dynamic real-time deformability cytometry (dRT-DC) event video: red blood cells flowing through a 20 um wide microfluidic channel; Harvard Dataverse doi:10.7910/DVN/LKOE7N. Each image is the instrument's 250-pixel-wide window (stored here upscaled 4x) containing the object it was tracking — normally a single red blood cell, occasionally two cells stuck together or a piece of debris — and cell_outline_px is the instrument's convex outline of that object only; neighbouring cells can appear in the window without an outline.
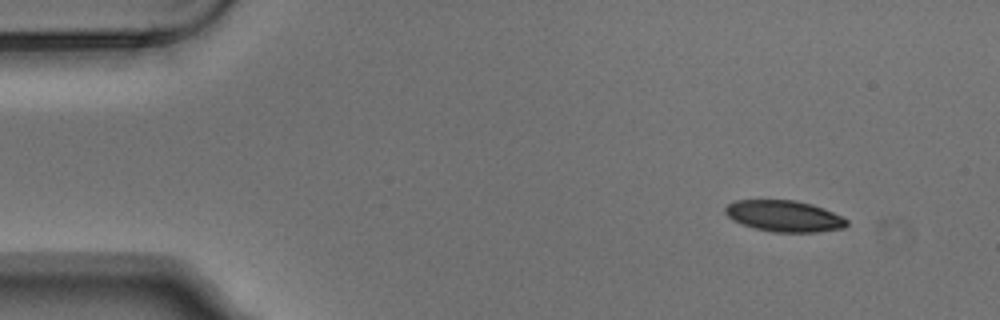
{"species": "Egyptian fruit bat (a non-hibernating species)", "species_latin": "Rousettus aegyptiacus", "temperature_condition": "warm", "stored_images_in_passage": 2, "segment_of_instrument_passage": [2, 2], "camera_frame_rate_fps": 3000, "um_per_image_px": 0.085, "animal": {"sex": "male"}, "frame": {"image": 1, "passage_image": 2, "time_ms": 0.333, "image_size_px": [1000, 320], "cell_outline_px": [[848, 224], [844, 228], [816, 232], [772, 232], [756, 228], [732, 220], [724, 212], [724, 208], [728, 204], [736, 200], [796, 200], [812, 204], [824, 208], [848, 220]], "centroid_in_image_um": [66.66, 18.36], "position_along_channel_um": 18.3, "area_um2": 22.08}}